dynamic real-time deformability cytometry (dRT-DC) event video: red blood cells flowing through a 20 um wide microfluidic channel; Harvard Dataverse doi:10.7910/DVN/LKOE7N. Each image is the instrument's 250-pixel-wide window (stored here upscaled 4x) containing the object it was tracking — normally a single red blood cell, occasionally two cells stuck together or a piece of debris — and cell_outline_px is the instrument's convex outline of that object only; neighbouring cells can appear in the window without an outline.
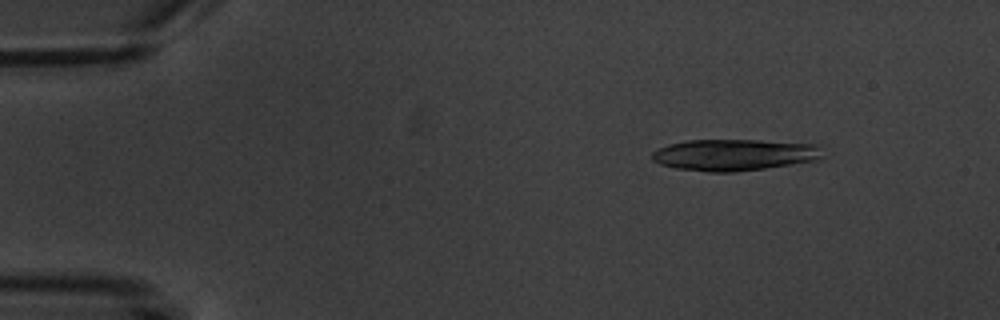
{"species": "common noctule bat (a hibernating species)", "species_latin": "Nyctalus noctula", "temperature_condition": "warm", "stored_images_in_passage": 6, "camera_frame_rate_fps": 3000, "um_per_image_px": 0.085, "animal": {"sex": "male", "body_mass_g": 20.1, "forearm_length_mm": 53.5}, "frame": {"image": 1, "passage_image": 2, "time_ms": 1.333, "image_size_px": [1000, 320], "cell_outline_px": [[824, 156], [816, 160], [764, 168], [736, 172], [708, 172], [676, 168], [660, 164], [652, 160], [652, 152], [668, 144], [688, 140], [756, 140], [820, 144]], "centroid_in_image_um": [62.43, 13.16], "position_along_channel_um": 22.6, "area_um2": 31.39}}